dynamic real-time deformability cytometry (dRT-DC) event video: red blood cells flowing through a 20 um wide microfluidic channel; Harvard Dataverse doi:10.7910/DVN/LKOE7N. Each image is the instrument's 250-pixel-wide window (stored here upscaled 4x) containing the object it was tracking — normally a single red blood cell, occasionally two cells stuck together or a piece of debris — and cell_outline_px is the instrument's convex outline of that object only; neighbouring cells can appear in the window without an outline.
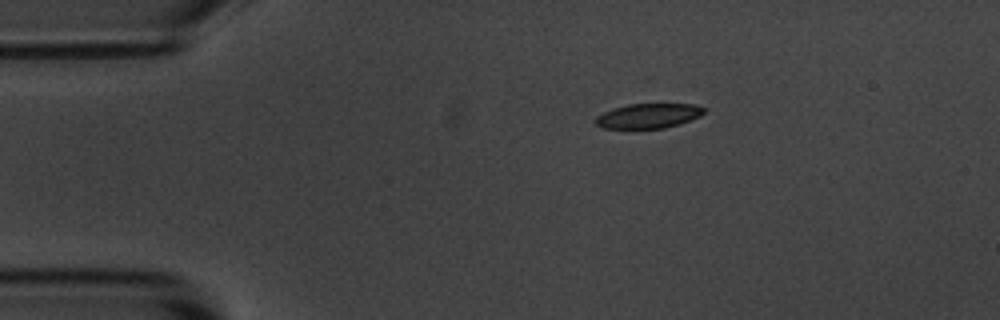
{"species": "common noctule bat (a hibernating species)", "species_latin": "Nyctalus noctula", "temperature_condition": "room temperature", "stored_images_in_passage": 7, "camera_frame_rate_fps": 3000, "um_per_image_px": 0.085, "animal": {"sex": "male", "body_mass_g": 20.1, "forearm_length_mm": 53.5}, "frame": {"image": 1, "passage_image": 1, "time_ms": 0.0, "image_size_px": [1000, 320], "cell_outline_px": [[704, 112], [700, 116], [680, 124], [664, 128], [600, 128], [596, 124], [596, 116], [612, 108], [628, 104], [696, 104], [704, 108]], "centroid_in_image_um": [55.11, 9.84], "position_along_channel_um": 29.9, "area_um2": 15.61}}
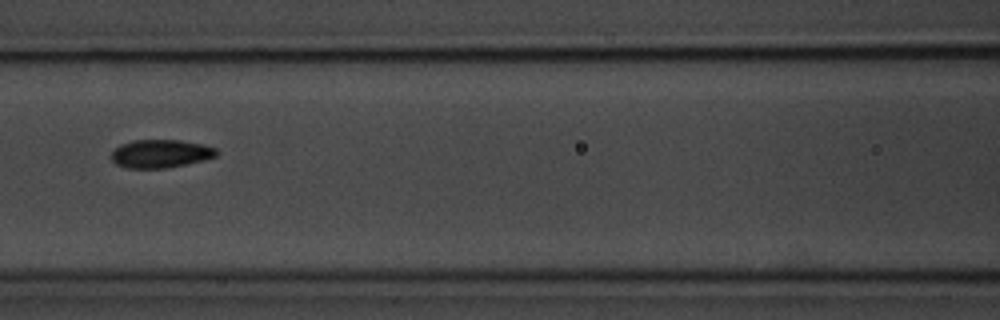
{"frame": {"image": 2, "passage_image": 5, "time_ms": 4.667, "image_size_px": [1000, 320], "cell_outline_px": [[220, 152], [216, 156], [204, 160], [164, 168], [124, 168], [116, 164], [108, 156], [120, 144], [132, 140], [180, 140], [204, 144], [216, 148]], "centroid_in_image_um": [13.63, 13.05], "position_along_channel_um": 153.0, "area_um2": 17.46}}
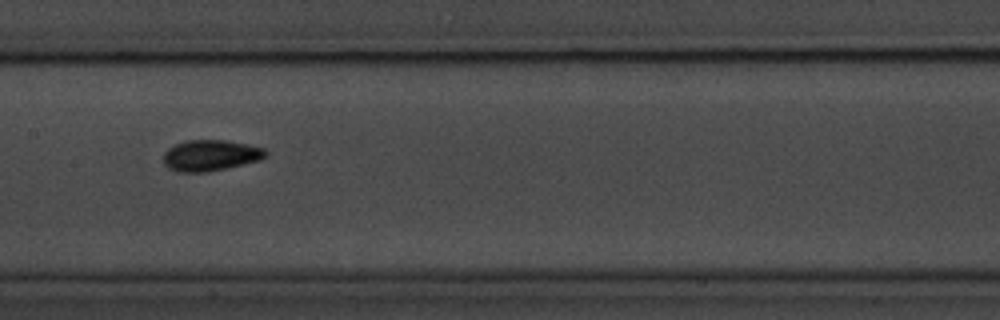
{"frame": {"image": 3, "passage_image": 6, "time_ms": 5.667, "image_size_px": [1000, 320], "cell_outline_px": [[268, 152], [260, 160], [228, 168], [208, 172], [176, 172], [168, 168], [164, 164], [164, 152], [168, 148], [184, 140], [228, 140], [264, 148]], "centroid_in_image_um": [17.87, 13.21], "position_along_channel_um": 189.5, "area_um2": 18.61}}